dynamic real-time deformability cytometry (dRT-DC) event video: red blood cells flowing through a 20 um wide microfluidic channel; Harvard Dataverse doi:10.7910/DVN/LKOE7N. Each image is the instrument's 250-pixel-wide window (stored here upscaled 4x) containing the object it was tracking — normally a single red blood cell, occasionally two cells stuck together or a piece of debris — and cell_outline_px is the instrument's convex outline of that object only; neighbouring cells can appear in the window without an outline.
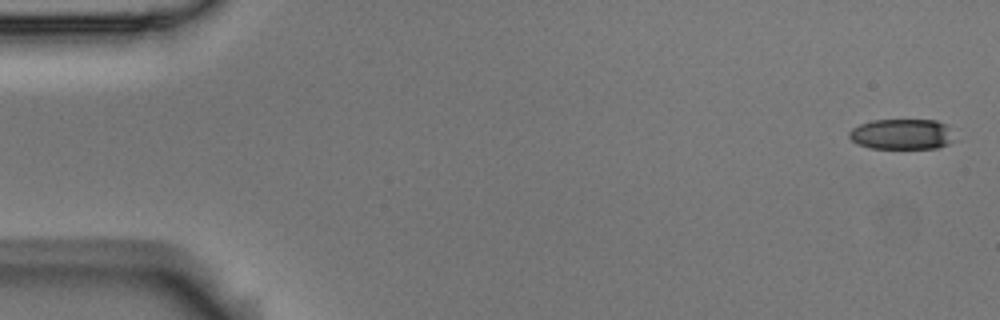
{"species": "Egyptian fruit bat (a non-hibernating species)", "species_latin": "Rousettus aegyptiacus", "temperature_condition": "room temperature", "stored_images_in_passage": 3, "camera_frame_rate_fps": 3000, "um_per_image_px": 0.085, "animal": {"sex": "male"}, "frame": {"image": 1, "passage_image": 1, "time_ms": 0.0, "image_size_px": [1000, 320], "cell_outline_px": [[960, 140], [940, 148], [872, 148], [860, 144], [852, 140], [848, 136], [848, 132], [852, 128], [860, 124], [872, 120], [936, 120], [948, 124]], "centroid_in_image_um": [76.8, 11.4], "position_along_channel_um": 8.2, "area_um2": 19.25}}